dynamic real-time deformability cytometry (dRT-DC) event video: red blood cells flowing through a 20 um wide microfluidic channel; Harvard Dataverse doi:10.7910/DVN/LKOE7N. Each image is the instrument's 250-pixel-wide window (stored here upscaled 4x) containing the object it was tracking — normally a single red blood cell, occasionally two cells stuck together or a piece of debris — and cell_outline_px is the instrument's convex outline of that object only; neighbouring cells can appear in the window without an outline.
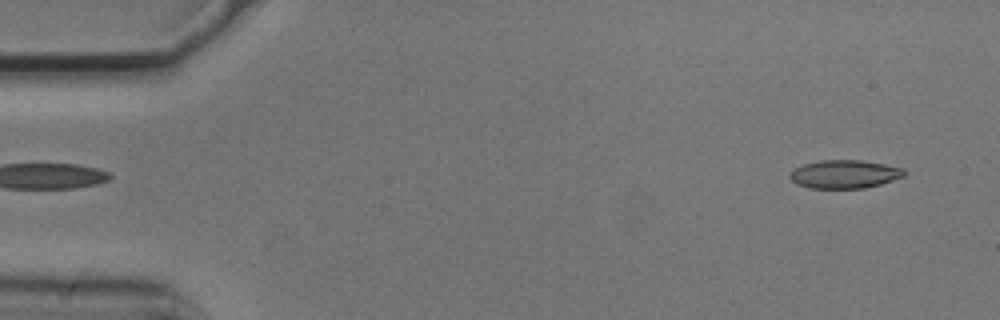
{"species": "common noctule bat (a hibernating species)", "species_latin": "Nyctalus noctula", "temperature_condition": "cold", "stored_images_in_passage": 2, "camera_frame_rate_fps": 3000, "um_per_image_px": 0.085, "animal": {"sex": "male", "body_mass_g": 20.5, "forearm_length_mm": 52.5}, "frame": {"image": 1, "passage_image": 2, "time_ms": 0.333, "image_size_px": [1000, 320], "cell_outline_px": [[904, 176], [880, 184], [864, 188], [808, 188], [792, 180], [788, 176], [796, 168], [804, 164], [820, 160], [860, 160], [884, 164], [904, 168]], "centroid_in_image_um": [71.8, 14.8], "position_along_channel_um": 13.2, "area_um2": 18.61}}